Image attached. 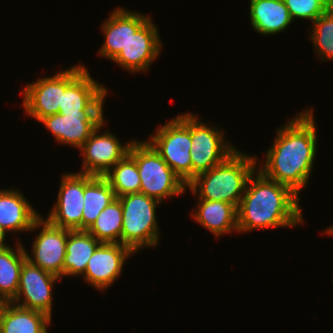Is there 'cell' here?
I'll list each match as a JSON object with an SVG mask.
<instances>
[{
	"label": "cell",
	"instance_id": "cell-17",
	"mask_svg": "<svg viewBox=\"0 0 333 333\" xmlns=\"http://www.w3.org/2000/svg\"><path fill=\"white\" fill-rule=\"evenodd\" d=\"M104 118H81L80 115H48L39 120L62 145L79 149Z\"/></svg>",
	"mask_w": 333,
	"mask_h": 333
},
{
	"label": "cell",
	"instance_id": "cell-15",
	"mask_svg": "<svg viewBox=\"0 0 333 333\" xmlns=\"http://www.w3.org/2000/svg\"><path fill=\"white\" fill-rule=\"evenodd\" d=\"M157 29L150 18L135 34L130 35L126 46L112 61L130 73L148 71L163 47Z\"/></svg>",
	"mask_w": 333,
	"mask_h": 333
},
{
	"label": "cell",
	"instance_id": "cell-19",
	"mask_svg": "<svg viewBox=\"0 0 333 333\" xmlns=\"http://www.w3.org/2000/svg\"><path fill=\"white\" fill-rule=\"evenodd\" d=\"M192 219L213 233L216 237L238 232L237 208L223 201L198 199Z\"/></svg>",
	"mask_w": 333,
	"mask_h": 333
},
{
	"label": "cell",
	"instance_id": "cell-22",
	"mask_svg": "<svg viewBox=\"0 0 333 333\" xmlns=\"http://www.w3.org/2000/svg\"><path fill=\"white\" fill-rule=\"evenodd\" d=\"M115 192L103 176L84 174L82 230H88L102 210L116 199Z\"/></svg>",
	"mask_w": 333,
	"mask_h": 333
},
{
	"label": "cell",
	"instance_id": "cell-18",
	"mask_svg": "<svg viewBox=\"0 0 333 333\" xmlns=\"http://www.w3.org/2000/svg\"><path fill=\"white\" fill-rule=\"evenodd\" d=\"M40 216L18 188L0 189V225L7 234L30 232Z\"/></svg>",
	"mask_w": 333,
	"mask_h": 333
},
{
	"label": "cell",
	"instance_id": "cell-28",
	"mask_svg": "<svg viewBox=\"0 0 333 333\" xmlns=\"http://www.w3.org/2000/svg\"><path fill=\"white\" fill-rule=\"evenodd\" d=\"M293 19L315 21L331 6L325 0H284Z\"/></svg>",
	"mask_w": 333,
	"mask_h": 333
},
{
	"label": "cell",
	"instance_id": "cell-31",
	"mask_svg": "<svg viewBox=\"0 0 333 333\" xmlns=\"http://www.w3.org/2000/svg\"><path fill=\"white\" fill-rule=\"evenodd\" d=\"M5 302L2 300V298L0 297V309H2V307L4 306Z\"/></svg>",
	"mask_w": 333,
	"mask_h": 333
},
{
	"label": "cell",
	"instance_id": "cell-13",
	"mask_svg": "<svg viewBox=\"0 0 333 333\" xmlns=\"http://www.w3.org/2000/svg\"><path fill=\"white\" fill-rule=\"evenodd\" d=\"M60 182L56 203L49 212L47 220L63 229L82 230L84 174L64 173Z\"/></svg>",
	"mask_w": 333,
	"mask_h": 333
},
{
	"label": "cell",
	"instance_id": "cell-3",
	"mask_svg": "<svg viewBox=\"0 0 333 333\" xmlns=\"http://www.w3.org/2000/svg\"><path fill=\"white\" fill-rule=\"evenodd\" d=\"M259 159L236 149L222 163L196 175L187 188L197 199L223 201L238 207Z\"/></svg>",
	"mask_w": 333,
	"mask_h": 333
},
{
	"label": "cell",
	"instance_id": "cell-4",
	"mask_svg": "<svg viewBox=\"0 0 333 333\" xmlns=\"http://www.w3.org/2000/svg\"><path fill=\"white\" fill-rule=\"evenodd\" d=\"M128 154L137 164L141 179V193L159 202L185 193L187 184L168 166L147 140H134Z\"/></svg>",
	"mask_w": 333,
	"mask_h": 333
},
{
	"label": "cell",
	"instance_id": "cell-14",
	"mask_svg": "<svg viewBox=\"0 0 333 333\" xmlns=\"http://www.w3.org/2000/svg\"><path fill=\"white\" fill-rule=\"evenodd\" d=\"M133 254L129 247L120 243H100L88 260L82 277L90 286L105 291L118 279L125 260Z\"/></svg>",
	"mask_w": 333,
	"mask_h": 333
},
{
	"label": "cell",
	"instance_id": "cell-23",
	"mask_svg": "<svg viewBox=\"0 0 333 333\" xmlns=\"http://www.w3.org/2000/svg\"><path fill=\"white\" fill-rule=\"evenodd\" d=\"M99 244L86 230L70 231L66 243L63 277L84 275L88 260Z\"/></svg>",
	"mask_w": 333,
	"mask_h": 333
},
{
	"label": "cell",
	"instance_id": "cell-12",
	"mask_svg": "<svg viewBox=\"0 0 333 333\" xmlns=\"http://www.w3.org/2000/svg\"><path fill=\"white\" fill-rule=\"evenodd\" d=\"M59 279L26 259L21 268L17 295L12 303L43 312L52 318V289Z\"/></svg>",
	"mask_w": 333,
	"mask_h": 333
},
{
	"label": "cell",
	"instance_id": "cell-20",
	"mask_svg": "<svg viewBox=\"0 0 333 333\" xmlns=\"http://www.w3.org/2000/svg\"><path fill=\"white\" fill-rule=\"evenodd\" d=\"M251 27L261 35L279 34L293 19L284 0H249Z\"/></svg>",
	"mask_w": 333,
	"mask_h": 333
},
{
	"label": "cell",
	"instance_id": "cell-30",
	"mask_svg": "<svg viewBox=\"0 0 333 333\" xmlns=\"http://www.w3.org/2000/svg\"><path fill=\"white\" fill-rule=\"evenodd\" d=\"M325 234H329V235H333V225H331V227L327 228L325 231Z\"/></svg>",
	"mask_w": 333,
	"mask_h": 333
},
{
	"label": "cell",
	"instance_id": "cell-24",
	"mask_svg": "<svg viewBox=\"0 0 333 333\" xmlns=\"http://www.w3.org/2000/svg\"><path fill=\"white\" fill-rule=\"evenodd\" d=\"M17 249L10 246L0 247V297L4 302H12L18 291L20 272L26 258V249L21 241Z\"/></svg>",
	"mask_w": 333,
	"mask_h": 333
},
{
	"label": "cell",
	"instance_id": "cell-27",
	"mask_svg": "<svg viewBox=\"0 0 333 333\" xmlns=\"http://www.w3.org/2000/svg\"><path fill=\"white\" fill-rule=\"evenodd\" d=\"M310 35L316 56L321 60H333V7L312 22Z\"/></svg>",
	"mask_w": 333,
	"mask_h": 333
},
{
	"label": "cell",
	"instance_id": "cell-10",
	"mask_svg": "<svg viewBox=\"0 0 333 333\" xmlns=\"http://www.w3.org/2000/svg\"><path fill=\"white\" fill-rule=\"evenodd\" d=\"M105 121L93 131L91 136L78 149L83 156L82 170L79 173L103 176L129 153L134 140L123 145L109 130L99 133L102 127L105 126Z\"/></svg>",
	"mask_w": 333,
	"mask_h": 333
},
{
	"label": "cell",
	"instance_id": "cell-26",
	"mask_svg": "<svg viewBox=\"0 0 333 333\" xmlns=\"http://www.w3.org/2000/svg\"><path fill=\"white\" fill-rule=\"evenodd\" d=\"M103 177L115 192L116 197L140 192L141 179L135 160L127 154Z\"/></svg>",
	"mask_w": 333,
	"mask_h": 333
},
{
	"label": "cell",
	"instance_id": "cell-21",
	"mask_svg": "<svg viewBox=\"0 0 333 333\" xmlns=\"http://www.w3.org/2000/svg\"><path fill=\"white\" fill-rule=\"evenodd\" d=\"M51 321L43 312L5 302L0 310V333H48Z\"/></svg>",
	"mask_w": 333,
	"mask_h": 333
},
{
	"label": "cell",
	"instance_id": "cell-9",
	"mask_svg": "<svg viewBox=\"0 0 333 333\" xmlns=\"http://www.w3.org/2000/svg\"><path fill=\"white\" fill-rule=\"evenodd\" d=\"M35 229L41 230L32 242V255L26 251L27 260L62 280L66 243L71 230L54 226L42 216L34 222L30 232Z\"/></svg>",
	"mask_w": 333,
	"mask_h": 333
},
{
	"label": "cell",
	"instance_id": "cell-6",
	"mask_svg": "<svg viewBox=\"0 0 333 333\" xmlns=\"http://www.w3.org/2000/svg\"><path fill=\"white\" fill-rule=\"evenodd\" d=\"M148 142L186 184L192 180L191 112L181 113L157 128Z\"/></svg>",
	"mask_w": 333,
	"mask_h": 333
},
{
	"label": "cell",
	"instance_id": "cell-1",
	"mask_svg": "<svg viewBox=\"0 0 333 333\" xmlns=\"http://www.w3.org/2000/svg\"><path fill=\"white\" fill-rule=\"evenodd\" d=\"M313 109H306L276 130L265 162L257 169L268 179L289 186L298 195L309 182L317 153ZM264 163V164H263Z\"/></svg>",
	"mask_w": 333,
	"mask_h": 333
},
{
	"label": "cell",
	"instance_id": "cell-7",
	"mask_svg": "<svg viewBox=\"0 0 333 333\" xmlns=\"http://www.w3.org/2000/svg\"><path fill=\"white\" fill-rule=\"evenodd\" d=\"M85 69L81 63L27 84L21 91L25 114L37 121L45 116L58 114L62 93Z\"/></svg>",
	"mask_w": 333,
	"mask_h": 333
},
{
	"label": "cell",
	"instance_id": "cell-8",
	"mask_svg": "<svg viewBox=\"0 0 333 333\" xmlns=\"http://www.w3.org/2000/svg\"><path fill=\"white\" fill-rule=\"evenodd\" d=\"M191 113V161L192 179L222 163L237 148L226 142L224 130L201 122Z\"/></svg>",
	"mask_w": 333,
	"mask_h": 333
},
{
	"label": "cell",
	"instance_id": "cell-25",
	"mask_svg": "<svg viewBox=\"0 0 333 333\" xmlns=\"http://www.w3.org/2000/svg\"><path fill=\"white\" fill-rule=\"evenodd\" d=\"M122 205L117 197L97 217L87 230L100 243H120L123 225Z\"/></svg>",
	"mask_w": 333,
	"mask_h": 333
},
{
	"label": "cell",
	"instance_id": "cell-29",
	"mask_svg": "<svg viewBox=\"0 0 333 333\" xmlns=\"http://www.w3.org/2000/svg\"><path fill=\"white\" fill-rule=\"evenodd\" d=\"M6 231L2 228V226L0 225V247H6L9 246L7 245L5 242L6 240Z\"/></svg>",
	"mask_w": 333,
	"mask_h": 333
},
{
	"label": "cell",
	"instance_id": "cell-32",
	"mask_svg": "<svg viewBox=\"0 0 333 333\" xmlns=\"http://www.w3.org/2000/svg\"><path fill=\"white\" fill-rule=\"evenodd\" d=\"M331 7H333V0H325Z\"/></svg>",
	"mask_w": 333,
	"mask_h": 333
},
{
	"label": "cell",
	"instance_id": "cell-11",
	"mask_svg": "<svg viewBox=\"0 0 333 333\" xmlns=\"http://www.w3.org/2000/svg\"><path fill=\"white\" fill-rule=\"evenodd\" d=\"M107 88L91 77L87 68L62 93L59 112L81 118H104Z\"/></svg>",
	"mask_w": 333,
	"mask_h": 333
},
{
	"label": "cell",
	"instance_id": "cell-16",
	"mask_svg": "<svg viewBox=\"0 0 333 333\" xmlns=\"http://www.w3.org/2000/svg\"><path fill=\"white\" fill-rule=\"evenodd\" d=\"M149 19L147 14L128 11L123 7L115 8L101 26L105 40L99 55L112 61L126 46L130 35L135 34Z\"/></svg>",
	"mask_w": 333,
	"mask_h": 333
},
{
	"label": "cell",
	"instance_id": "cell-2",
	"mask_svg": "<svg viewBox=\"0 0 333 333\" xmlns=\"http://www.w3.org/2000/svg\"><path fill=\"white\" fill-rule=\"evenodd\" d=\"M299 201V195L289 186L255 170L237 207L238 233L302 225L304 219Z\"/></svg>",
	"mask_w": 333,
	"mask_h": 333
},
{
	"label": "cell",
	"instance_id": "cell-5",
	"mask_svg": "<svg viewBox=\"0 0 333 333\" xmlns=\"http://www.w3.org/2000/svg\"><path fill=\"white\" fill-rule=\"evenodd\" d=\"M123 211L121 244L135 254L145 247L157 246L159 228L156 208L162 202L137 192L118 197Z\"/></svg>",
	"mask_w": 333,
	"mask_h": 333
}]
</instances>
